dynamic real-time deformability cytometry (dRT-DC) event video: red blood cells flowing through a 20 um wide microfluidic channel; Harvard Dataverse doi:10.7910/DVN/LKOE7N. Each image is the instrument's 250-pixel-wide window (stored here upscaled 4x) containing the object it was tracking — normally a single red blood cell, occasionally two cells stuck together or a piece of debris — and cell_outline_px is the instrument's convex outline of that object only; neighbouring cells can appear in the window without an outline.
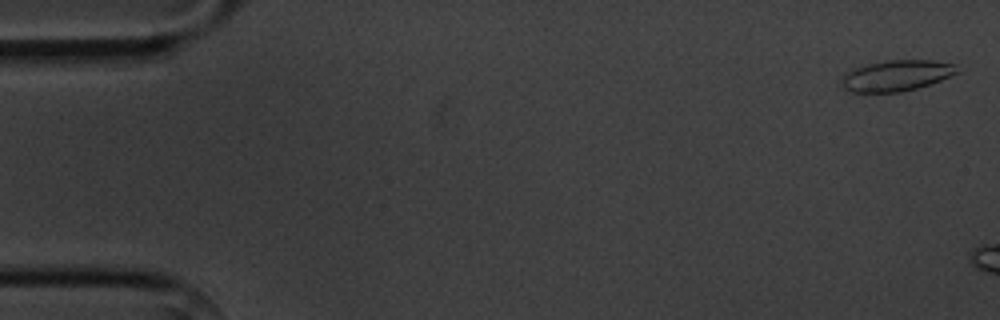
{"species": "common noctule bat (a hibernating species)", "species_latin": "Nyctalus noctula", "temperature_condition": "cold", "stored_images_in_passage": 3, "camera_frame_rate_fps": 3000, "um_per_image_px": 0.085, "animal": {"sex": "male", "body_mass_g": 20.1, "forearm_length_mm": 53.5}, "frame": {"image": 1, "passage_image": 1, "time_ms": 0.0, "image_size_px": [1000, 320], "cell_outline_px": [[960, 72], [940, 80], [916, 88], [900, 92], [852, 92], [840, 88], [840, 76], [848, 68], [888, 60], [932, 60], [952, 64]], "centroid_in_image_um": [76.07, 6.43], "position_along_channel_um": 8.9, "area_um2": 21.04}}